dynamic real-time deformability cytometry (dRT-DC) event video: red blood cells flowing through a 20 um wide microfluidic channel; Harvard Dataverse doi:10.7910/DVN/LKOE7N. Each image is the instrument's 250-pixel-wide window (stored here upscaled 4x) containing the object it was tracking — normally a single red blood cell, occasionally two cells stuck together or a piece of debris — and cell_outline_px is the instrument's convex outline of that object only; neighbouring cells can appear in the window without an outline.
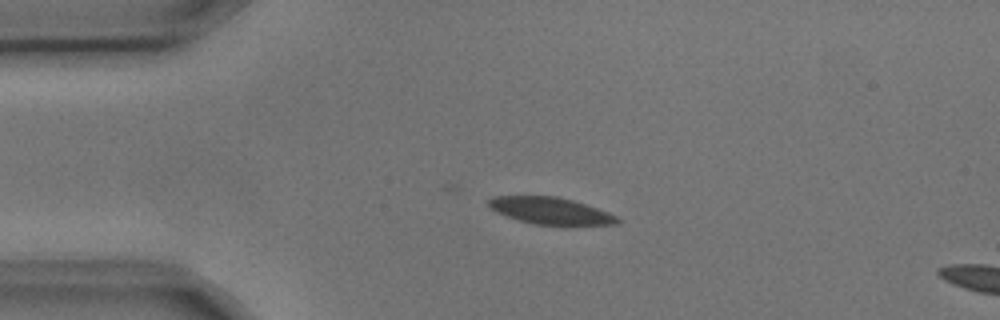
{"species": "common noctule bat (a hibernating species)", "species_latin": "Nyctalus noctula", "temperature_condition": "cold", "stored_images_in_passage": 3, "camera_frame_rate_fps": 3000, "um_per_image_px": 0.085, "animal": {"sex": "male", "body_mass_g": 17.9, "forearm_length_mm": 54.2}, "frame": {"image": 1, "passage_image": 2, "time_ms": 0.333, "image_size_px": [1000, 320], "cell_outline_px": [[620, 224], [568, 228], [532, 224], [496, 212], [488, 204], [488, 200], [496, 196], [556, 196], [572, 200], [608, 212], [616, 216], [620, 220]], "centroid_in_image_um": [46.9, 17.98], "position_along_channel_um": 38.1, "area_um2": 20.87}}